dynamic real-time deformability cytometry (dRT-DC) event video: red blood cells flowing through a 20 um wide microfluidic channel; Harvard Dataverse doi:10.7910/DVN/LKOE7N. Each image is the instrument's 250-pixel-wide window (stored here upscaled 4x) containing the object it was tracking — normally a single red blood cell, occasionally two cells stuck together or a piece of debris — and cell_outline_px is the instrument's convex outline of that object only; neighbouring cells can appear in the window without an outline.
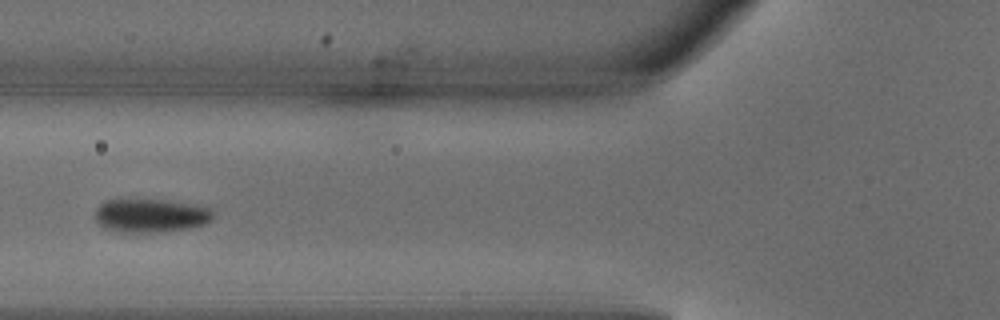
{"species": "common noctule bat (a hibernating species)", "species_latin": "Nyctalus noctula", "temperature_condition": "warm", "stored_images_in_passage": 5, "camera_frame_rate_fps": 3000, "um_per_image_px": 0.085, "animal": {"sex": "male", "body_mass_g": 18.8}, "frame": {"image": 1, "passage_image": 4, "time_ms": 1.0, "image_size_px": [1000, 320], "cell_outline_px": [[216, 216], [212, 220], [204, 224], [188, 228], [164, 232], [120, 232], [104, 228], [96, 220], [96, 208], [104, 200], [164, 200], [192, 204], [212, 208], [216, 212]], "centroid_in_image_um": [12.86, 18.33], "position_along_channel_um": 112.9, "area_um2": 23.24}}
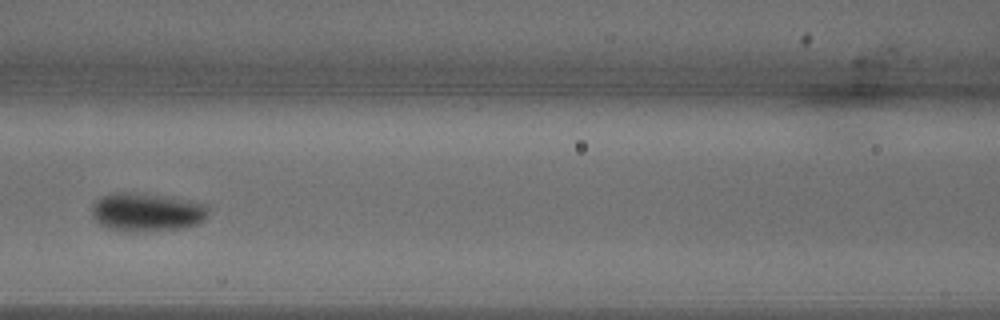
{"frame": {"image": 2, "passage_image": 5, "time_ms": 1.333, "image_size_px": [1000, 320], "cell_outline_px": [[208, 216], [204, 220], [196, 224], [184, 228], [136, 232], [124, 232], [108, 228], [96, 224], [92, 216], [92, 204], [96, 200], [104, 196], [116, 192], [132, 192], [188, 200], [208, 204]], "centroid_in_image_um": [12.45, 18.05], "position_along_channel_um": 154.1, "area_um2": 26.36}}